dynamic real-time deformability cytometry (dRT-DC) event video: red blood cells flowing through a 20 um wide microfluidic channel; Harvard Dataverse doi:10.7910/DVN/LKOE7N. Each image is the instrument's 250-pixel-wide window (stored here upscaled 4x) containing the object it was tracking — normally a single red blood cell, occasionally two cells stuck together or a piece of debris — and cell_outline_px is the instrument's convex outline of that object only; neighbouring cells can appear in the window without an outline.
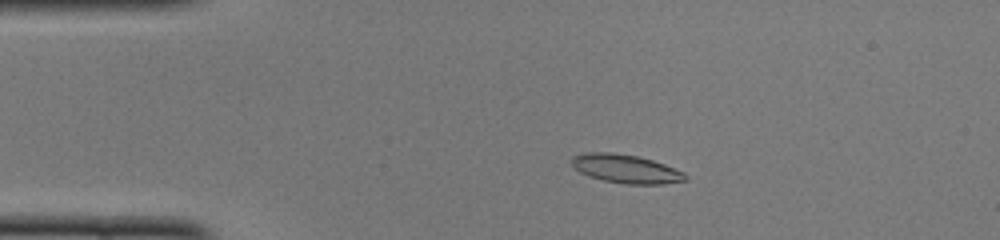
{"species": "common noctule bat (a hibernating species)", "species_latin": "Nyctalus noctula", "temperature_condition": "cold", "stored_images_in_passage": 49, "camera_frame_rate_fps": 3000, "um_per_image_px": 0.085, "animal": {"sex": "female", "body_mass_g": 22.0, "forearm_length_mm": 56.7}, "frame": {"image": 1, "passage_image": 9, "time_ms": 2.667, "image_size_px": [1000, 240], "cell_outline_px": [[688, 176], [684, 180], [660, 184], [628, 184], [604, 180], [588, 176], [580, 172], [572, 164], [572, 156], [584, 152], [612, 152], [636, 156], [652, 160], [664, 164], [684, 172]], "centroid_in_image_um": [53.18, 14.34], "position_along_channel_um": 31.8, "area_um2": 18.73}}
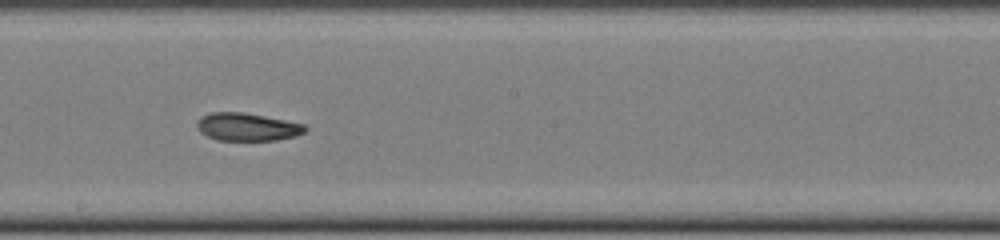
{"frame": {"image": 2, "passage_image": 27, "time_ms": 8.667, "image_size_px": [1000, 240], "cell_outline_px": [[308, 128], [304, 132], [292, 136], [276, 140], [216, 140], [200, 132], [196, 124], [196, 120], [200, 116], [212, 112], [244, 112], [304, 124]], "centroid_in_image_um": [20.96, 10.78], "position_along_channel_um": 227.2, "area_um2": 17.46}}
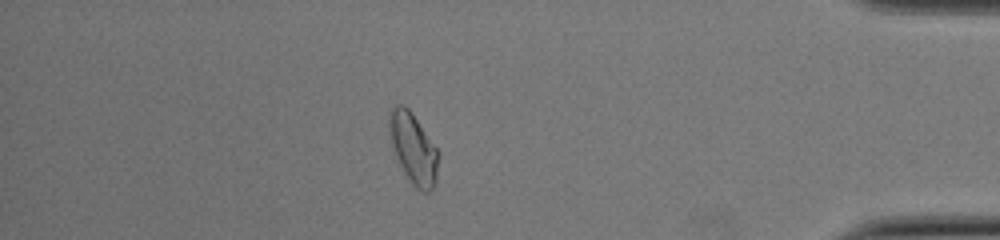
{"frame": {"image": 3, "passage_image": 43, "time_ms": 14.0, "image_size_px": [1000, 240], "cell_outline_px": [[440, 152], [436, 180], [432, 188], [428, 192], [424, 192], [416, 188], [412, 184], [404, 172], [396, 156], [392, 144], [388, 128], [388, 120], [392, 108], [396, 104], [404, 104], [412, 112]], "centroid_in_image_um": [35.15, 12.59], "position_along_channel_um": 400.1, "area_um2": 20.23}, "authors_computed_cell_mechanics": {"area_um2": 17.918, "velocity_mm_per_s": 3.9706, "shape_relaxation_time_tau1_ms": null, "shape_relaxation_time_tau2_ms": 3.7026, "deformation_change_tau1": null, "deformation_change_tau2": 0.1006}}